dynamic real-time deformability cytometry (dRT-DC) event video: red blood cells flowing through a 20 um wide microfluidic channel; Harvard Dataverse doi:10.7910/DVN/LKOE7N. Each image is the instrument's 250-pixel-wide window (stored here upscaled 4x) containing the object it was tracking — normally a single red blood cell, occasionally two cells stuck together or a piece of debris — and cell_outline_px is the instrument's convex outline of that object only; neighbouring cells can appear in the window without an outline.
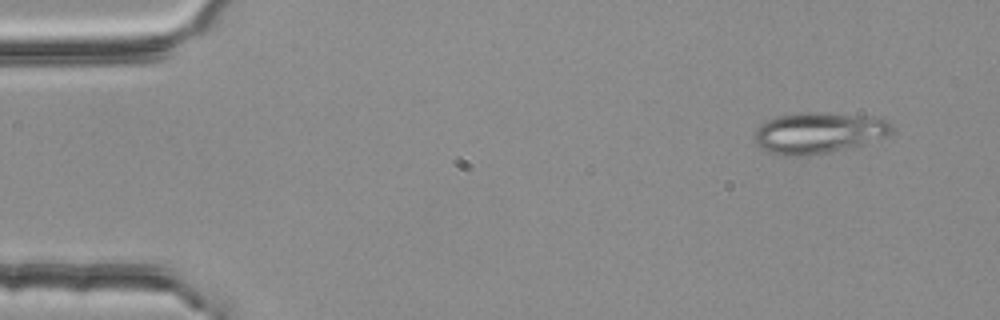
{"species": "common noctule bat (a hibernating species)", "species_latin": "Nyctalus noctula", "temperature_condition": "room temperature", "stored_images_in_passage": 6, "camera_frame_rate_fps": 3000, "um_per_image_px": 0.085, "animal": {"sex": "female", "body_mass_g": 25.1}, "frame": {"image": 1, "passage_image": 1, "time_ms": 0.0, "image_size_px": [1000, 320], "cell_outline_px": [[892, 132], [888, 136], [860, 144], [828, 152], [804, 156], [784, 156], [768, 152], [760, 148], [756, 140], [756, 128], [760, 124], [768, 120], [780, 116], [800, 112], [824, 112], [884, 116], [892, 124]], "centroid_in_image_um": [69.63, 11.26], "position_along_channel_um": 15.4, "area_um2": 33.12}}
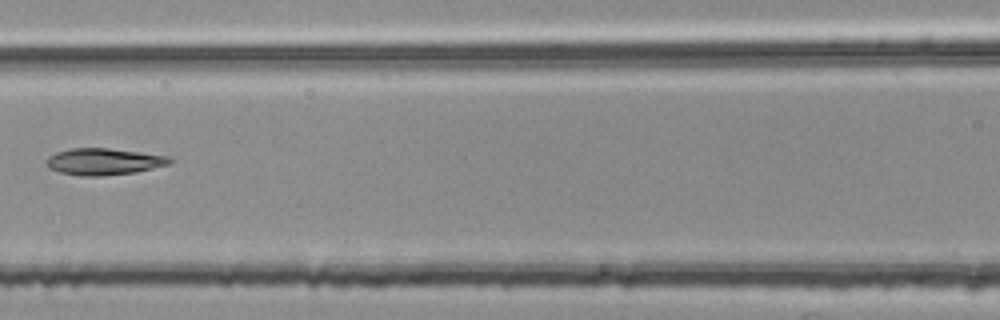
{"frame": {"image": 2, "passage_image": 6, "time_ms": 1.667, "image_size_px": [1000, 320], "cell_outline_px": [[172, 160], [168, 164], [136, 172], [100, 176], [80, 176], [60, 172], [48, 168], [44, 164], [44, 160], [48, 156], [56, 152], [68, 148], [108, 148], [140, 152], [168, 156]], "centroid_in_image_um": [8.73, 13.73], "position_along_channel_um": 157.9, "area_um2": 19.25}}